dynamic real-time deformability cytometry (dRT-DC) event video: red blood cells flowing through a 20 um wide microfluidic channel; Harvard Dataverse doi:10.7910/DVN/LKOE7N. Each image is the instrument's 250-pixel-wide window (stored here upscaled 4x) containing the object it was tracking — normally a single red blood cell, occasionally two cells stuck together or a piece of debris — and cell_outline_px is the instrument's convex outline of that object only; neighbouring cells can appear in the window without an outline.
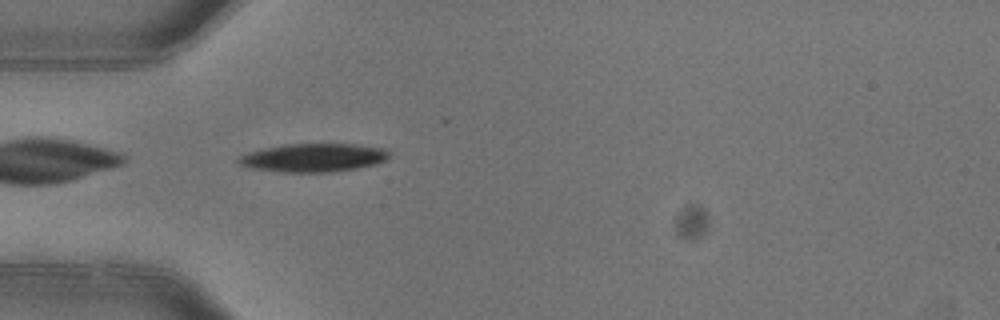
{"species": "common noctule bat (a hibernating species)", "species_latin": "Nyctalus noctula", "temperature_condition": "warm", "stored_images_in_passage": 2, "camera_frame_rate_fps": 3000, "um_per_image_px": 0.085, "animal": {"sex": "female"}, "frame": {"image": 1, "passage_image": 2, "time_ms": 0.333, "image_size_px": [1000, 320], "cell_outline_px": [[388, 160], [376, 164], [356, 168], [328, 172], [284, 172], [248, 168], [240, 164], [236, 160], [240, 156], [248, 152], [264, 148], [284, 144], [352, 144], [388, 148]], "centroid_in_image_um": [26.65, 13.4], "position_along_channel_um": 58.4, "area_um2": 24.97}}